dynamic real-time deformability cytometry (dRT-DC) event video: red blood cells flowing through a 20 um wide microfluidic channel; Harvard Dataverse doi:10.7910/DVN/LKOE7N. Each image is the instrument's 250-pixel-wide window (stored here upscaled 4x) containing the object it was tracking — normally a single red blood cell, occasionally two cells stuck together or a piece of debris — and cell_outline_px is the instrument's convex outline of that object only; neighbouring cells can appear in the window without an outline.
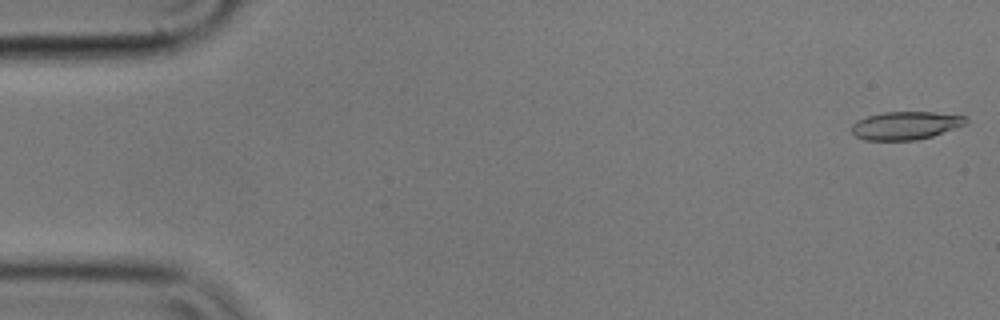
{"species": "common noctule bat (a hibernating species)", "species_latin": "Nyctalus noctula", "temperature_condition": "cold", "stored_images_in_passage": 5, "camera_frame_rate_fps": 3000, "um_per_image_px": 0.085, "animal": {"sex": "male", "body_mass_g": 17.9}, "frame": {"image": 1, "passage_image": 1, "time_ms": 0.0, "image_size_px": [1000, 320], "cell_outline_px": [[968, 120], [964, 124], [932, 136], [916, 140], [864, 140], [856, 136], [852, 132], [852, 124], [856, 120], [868, 116], [884, 112], [932, 112], [964, 116]], "centroid_in_image_um": [76.92, 10.67], "position_along_channel_um": 8.1, "area_um2": 18.44}}
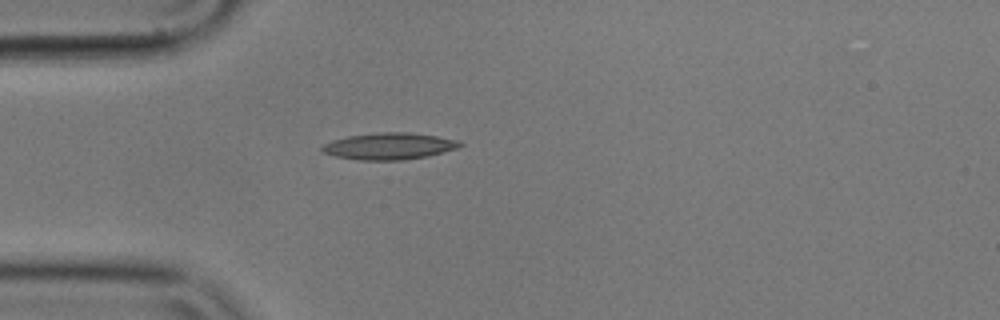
{"frame": {"image": 2, "passage_image": 5, "time_ms": 1.333, "image_size_px": [1000, 320], "cell_outline_px": [[464, 144], [456, 148], [444, 152], [428, 156], [404, 160], [356, 160], [336, 156], [324, 152], [320, 148], [324, 144], [332, 140], [348, 136], [380, 132], [408, 132], [436, 136], [460, 140]], "centroid_in_image_um": [33.1, 12.42], "position_along_channel_um": 51.9, "area_um2": 21.44}}